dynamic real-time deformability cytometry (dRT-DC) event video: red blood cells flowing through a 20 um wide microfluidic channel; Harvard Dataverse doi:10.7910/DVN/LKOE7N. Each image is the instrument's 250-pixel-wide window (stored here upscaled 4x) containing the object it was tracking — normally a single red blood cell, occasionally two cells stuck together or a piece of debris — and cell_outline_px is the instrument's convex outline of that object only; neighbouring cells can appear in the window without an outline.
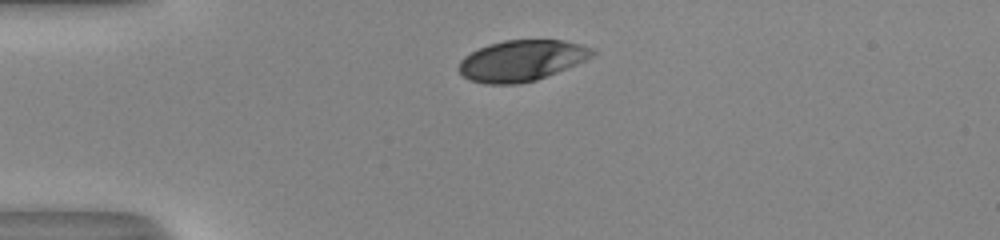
{"species": "human", "species_latin": "Homo sapiens", "temperature_condition": "room temperature", "stored_images_in_passage": 31, "camera_frame_rate_fps": 3000, "um_per_image_px": 0.085, "donor": {"sex": "male"}, "frame": {"image": 1, "passage_image": 1, "time_ms": 0.0, "image_size_px": [1000, 240], "cell_outline_px": [[596, 52], [592, 56], [576, 64], [536, 80], [520, 84], [484, 84], [468, 80], [456, 68], [460, 60], [464, 56], [488, 44], [504, 40], [564, 40], [596, 48]], "centroid_in_image_um": [44.31, 5.15], "position_along_channel_um": 40.7, "area_um2": 31.96}}
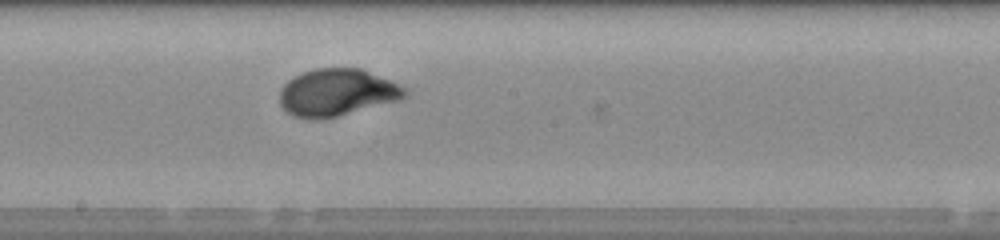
{"frame": {"image": 2, "passage_image": 17, "time_ms": 5.333, "image_size_px": [1000, 240], "cell_outline_px": [[408, 96], [400, 100], [320, 120], [308, 120], [292, 116], [280, 104], [280, 88], [288, 80], [300, 72], [316, 68], [360, 68], [408, 88]], "centroid_in_image_um": [28.63, 7.87], "position_along_channel_um": 219.6, "area_um2": 34.62}}
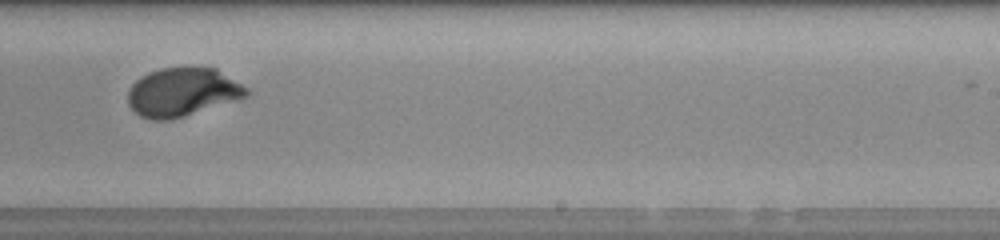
{"frame": {"image": 3, "passage_image": 21, "time_ms": 6.667, "image_size_px": [1000, 240], "cell_outline_px": [[252, 92], [248, 96], [236, 100], [172, 120], [152, 120], [140, 116], [128, 104], [128, 92], [132, 84], [140, 76], [148, 72], [160, 68], [216, 68], [248, 88]], "centroid_in_image_um": [15.51, 7.84], "position_along_channel_um": 273.5, "area_um2": 33.52}, "authors_computed_cell_mechanics": {"area_um2": 33.9864, "velocity_mm_per_s": 4.0518, "shape_relaxation_time_tau1_ms": 3.4098, "shape_relaxation_time_tau2_ms": null, "deformation_change_tau1": 0.1802, "deformation_change_tau2": null}}